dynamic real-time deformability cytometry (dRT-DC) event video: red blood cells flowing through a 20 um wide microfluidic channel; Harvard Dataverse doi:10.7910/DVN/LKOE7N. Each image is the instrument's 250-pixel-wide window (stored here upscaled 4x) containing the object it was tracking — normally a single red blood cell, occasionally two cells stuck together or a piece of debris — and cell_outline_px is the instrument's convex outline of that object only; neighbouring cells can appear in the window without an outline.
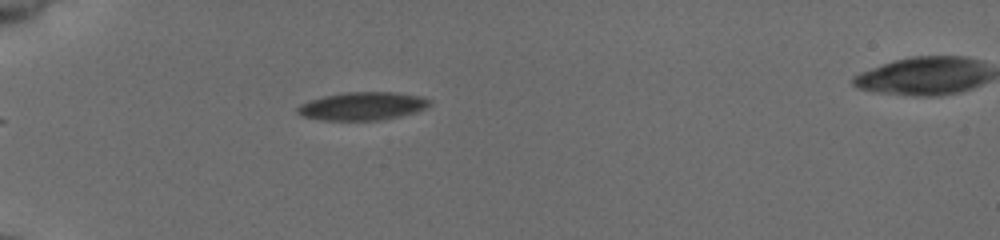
{"species": "common noctule bat (a hibernating species)", "species_latin": "Nyctalus noctula", "temperature_condition": "cold", "stored_images_in_passage": 8, "camera_frame_rate_fps": 3000, "um_per_image_px": 0.085, "animal": {"sex": "female", "body_mass_g": 19.5, "forearm_length_mm": 54.1}, "frame": {"image": 1, "passage_image": 1, "time_ms": 0.0, "image_size_px": [1000, 240], "cell_outline_px": [[432, 100], [424, 108], [416, 112], [400, 116], [380, 120], [324, 120], [300, 116], [296, 112], [296, 108], [300, 104], [308, 100], [324, 96], [344, 92], [396, 92], [420, 96]], "centroid_in_image_um": [30.76, 9.01], "position_along_channel_um": 54.2, "area_um2": 21.68}}